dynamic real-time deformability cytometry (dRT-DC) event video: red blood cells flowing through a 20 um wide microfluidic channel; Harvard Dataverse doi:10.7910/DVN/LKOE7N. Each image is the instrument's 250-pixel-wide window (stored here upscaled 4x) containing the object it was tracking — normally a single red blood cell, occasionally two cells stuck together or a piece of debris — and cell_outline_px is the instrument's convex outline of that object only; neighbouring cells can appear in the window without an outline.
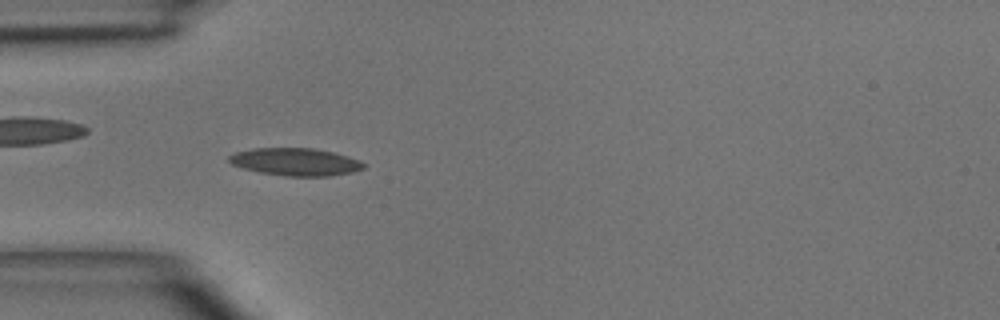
{"species": "common noctule bat (a hibernating species)", "species_latin": "Nyctalus noctula", "temperature_condition": "room temperature", "stored_images_in_passage": 4, "camera_frame_rate_fps": 3000, "um_per_image_px": 0.085, "animal": {"sex": "male", "body_mass_g": 15.6}, "frame": {"image": 1, "passage_image": 3, "time_ms": 2.333, "image_size_px": [1000, 320], "cell_outline_px": [[364, 168], [352, 172], [328, 176], [284, 176], [260, 172], [244, 168], [232, 164], [228, 160], [228, 156], [236, 152], [252, 148], [312, 148], [332, 152], [348, 156], [360, 160], [364, 164]], "centroid_in_image_um": [25.11, 13.75], "position_along_channel_um": 59.9, "area_um2": 21.5}}